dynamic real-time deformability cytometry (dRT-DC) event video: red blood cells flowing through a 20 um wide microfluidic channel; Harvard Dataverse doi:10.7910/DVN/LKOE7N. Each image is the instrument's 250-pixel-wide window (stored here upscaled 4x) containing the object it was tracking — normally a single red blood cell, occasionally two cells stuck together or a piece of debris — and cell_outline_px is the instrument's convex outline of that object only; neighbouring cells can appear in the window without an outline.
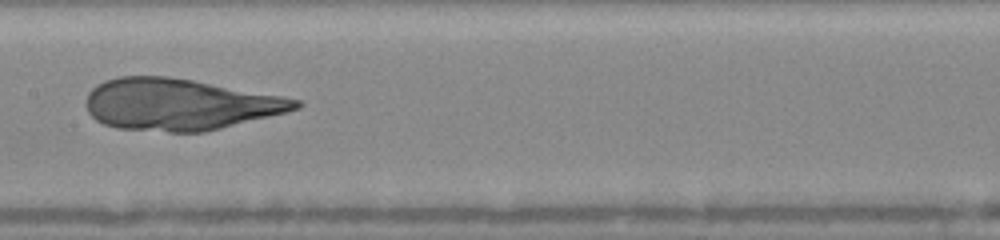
{"species": "human", "species_latin": "Homo sapiens", "temperature_condition": "warm", "stored_images_in_passage": 35, "camera_frame_rate_fps": 3000, "um_per_image_px": 0.085, "donor": {"sex": "female"}, "frame": {"image": 1, "passage_image": 23, "time_ms": 8.0, "image_size_px": [1000, 240], "cell_outline_px": [[304, 104], [300, 108], [288, 112], [204, 132], [168, 132], [116, 128], [104, 124], [96, 120], [88, 112], [88, 92], [96, 84], [104, 80], [120, 76], [168, 76], [192, 80], [280, 96], [300, 100]], "centroid_in_image_um": [15.25, 8.88], "position_along_channel_um": 192.1, "area_um2": 62.71}}